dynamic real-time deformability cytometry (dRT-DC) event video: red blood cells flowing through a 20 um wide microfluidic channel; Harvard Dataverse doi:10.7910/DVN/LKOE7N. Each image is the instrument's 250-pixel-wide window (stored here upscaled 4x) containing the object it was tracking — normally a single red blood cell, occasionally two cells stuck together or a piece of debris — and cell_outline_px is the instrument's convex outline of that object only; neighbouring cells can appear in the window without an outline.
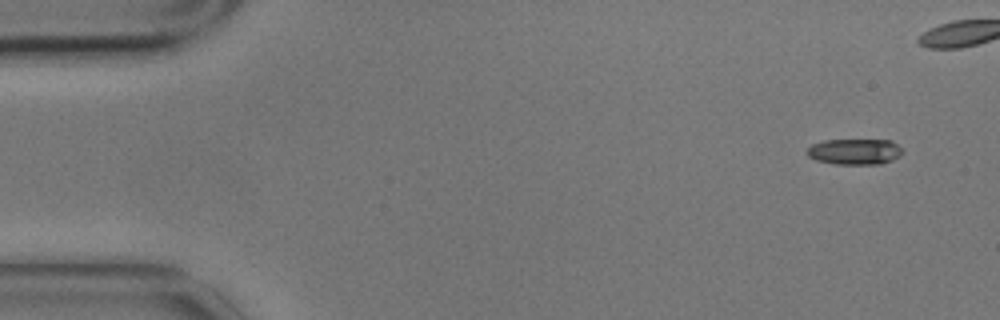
{"species": "common noctule bat (a hibernating species)", "species_latin": "Nyctalus noctula", "temperature_condition": "cold", "stored_images_in_passage": 16, "camera_frame_rate_fps": 3000, "um_per_image_px": 0.085, "animal": {"sex": "male", "body_mass_g": 17.9}, "frame": {"image": 1, "passage_image": 1, "time_ms": 0.0, "image_size_px": [1000, 320], "cell_outline_px": [[904, 152], [900, 156], [892, 160], [880, 164], [836, 164], [816, 160], [808, 156], [804, 152], [812, 144], [824, 140], [892, 140]], "centroid_in_image_um": [72.63, 12.89], "position_along_channel_um": 12.4, "area_um2": 14.45}}